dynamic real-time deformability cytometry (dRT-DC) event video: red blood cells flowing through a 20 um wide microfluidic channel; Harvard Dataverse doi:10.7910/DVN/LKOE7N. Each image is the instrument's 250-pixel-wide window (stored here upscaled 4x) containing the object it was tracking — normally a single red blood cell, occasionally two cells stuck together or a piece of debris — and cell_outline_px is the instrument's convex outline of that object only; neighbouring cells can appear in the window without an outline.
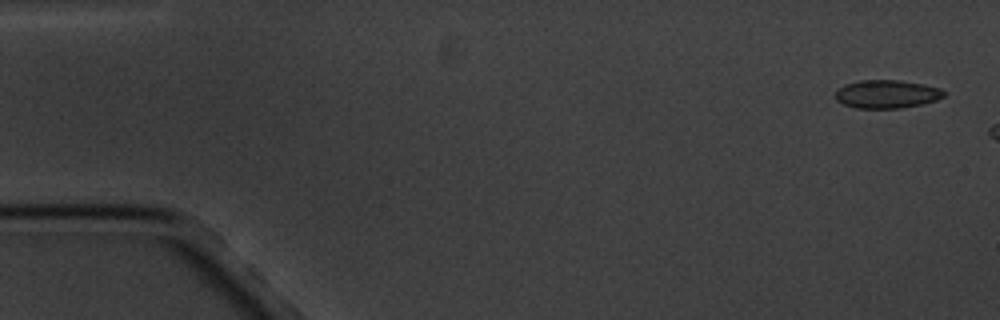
{"species": "common noctule bat (a hibernating species)", "species_latin": "Nyctalus noctula", "temperature_condition": "cold", "stored_images_in_passage": 2, "camera_frame_rate_fps": 3000, "um_per_image_px": 0.085, "animal": {"sex": "male", "body_mass_g": 20.1, "forearm_length_mm": 53.5}, "frame": {"image": 1, "passage_image": 1, "time_ms": 0.0, "image_size_px": [1000, 320], "cell_outline_px": [[944, 96], [936, 100], [920, 104], [900, 108], [856, 108], [844, 104], [836, 100], [836, 88], [844, 84], [860, 80], [900, 80], [924, 84], [940, 88], [944, 92]], "centroid_in_image_um": [75.34, 7.98], "position_along_channel_um": 9.7, "area_um2": 17.86}}